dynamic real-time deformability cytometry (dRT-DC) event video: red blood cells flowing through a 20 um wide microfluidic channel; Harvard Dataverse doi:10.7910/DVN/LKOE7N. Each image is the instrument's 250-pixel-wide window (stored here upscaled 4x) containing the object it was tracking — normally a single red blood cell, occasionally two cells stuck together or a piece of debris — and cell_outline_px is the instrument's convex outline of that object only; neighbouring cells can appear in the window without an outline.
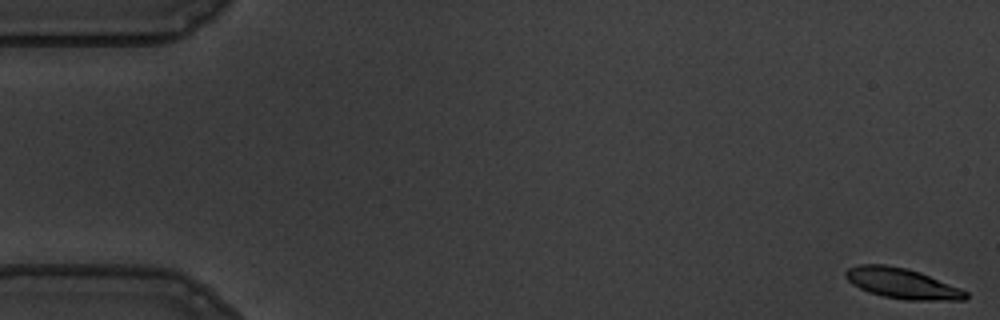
{"species": "common noctule bat (a hibernating species)", "species_latin": "Nyctalus noctula", "temperature_condition": "warm", "stored_images_in_passage": 57, "camera_frame_rate_fps": 3000, "um_per_image_px": 0.085, "animal": {"sex": "male", "body_mass_g": 19.5, "forearm_length_mm": 54.6}, "frame": {"image": 1, "passage_image": 1, "time_ms": 0.0, "image_size_px": [1000, 320], "cell_outline_px": [[968, 296], [964, 300], [904, 300], [884, 296], [868, 292], [852, 284], [844, 276], [844, 272], [848, 268], [860, 264], [884, 264], [908, 268], [920, 272], [960, 288], [968, 292]], "centroid_in_image_um": [76.66, 24.08], "position_along_channel_um": 8.3, "area_um2": 21.33}}
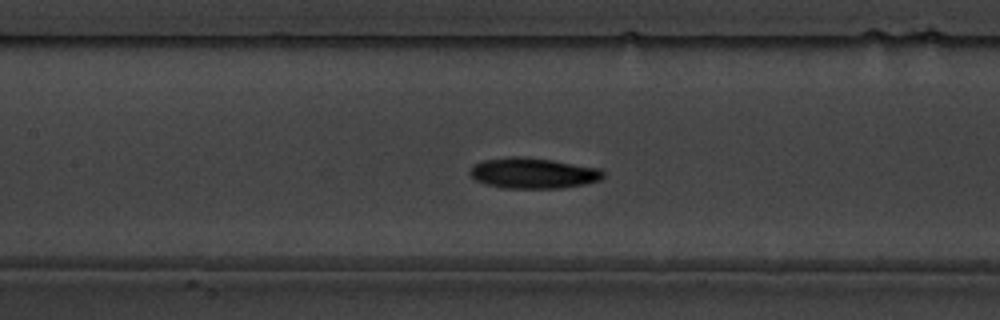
{"frame": {"image": 2, "passage_image": 26, "time_ms": 8.333, "image_size_px": [1000, 320], "cell_outline_px": [[604, 176], [600, 180], [584, 184], [564, 188], [504, 188], [488, 184], [476, 180], [468, 172], [476, 164], [484, 160], [512, 156], [520, 156], [552, 160], [600, 168], [604, 172]], "centroid_in_image_um": [45.35, 14.72], "position_along_channel_um": 162.0, "area_um2": 23.64}}
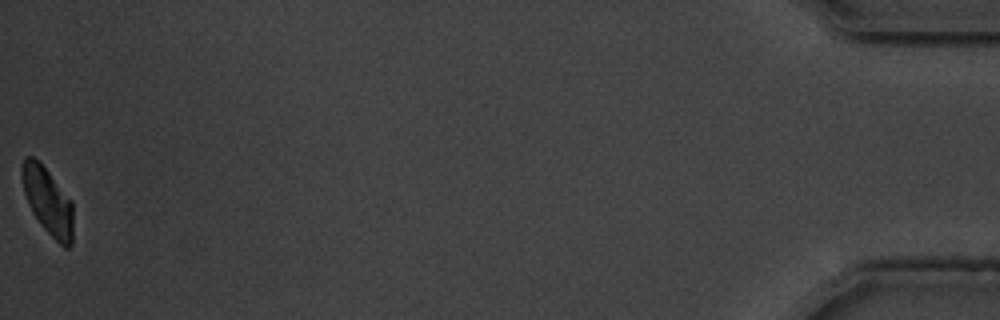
{"frame": {"image": 3, "passage_image": 57, "time_ms": 18.667, "image_size_px": [1000, 320], "cell_outline_px": [[72, 244], [68, 248], [64, 248], [40, 224], [32, 212], [28, 204], [24, 192], [20, 176], [20, 168], [24, 156], [32, 156], [48, 172], [72, 200]], "centroid_in_image_um": [4.03, 17.08], "position_along_channel_um": 431.2, "area_um2": 19.94}, "authors_computed_cell_mechanics": {"area_um2": 22.1952, "velocity_mm_per_s": 3.5501, "shape_relaxation_time_tau1_ms": 3.2285, "shape_relaxation_time_tau2_ms": null, "deformation_change_tau1": 0.1481, "deformation_change_tau2": null}}